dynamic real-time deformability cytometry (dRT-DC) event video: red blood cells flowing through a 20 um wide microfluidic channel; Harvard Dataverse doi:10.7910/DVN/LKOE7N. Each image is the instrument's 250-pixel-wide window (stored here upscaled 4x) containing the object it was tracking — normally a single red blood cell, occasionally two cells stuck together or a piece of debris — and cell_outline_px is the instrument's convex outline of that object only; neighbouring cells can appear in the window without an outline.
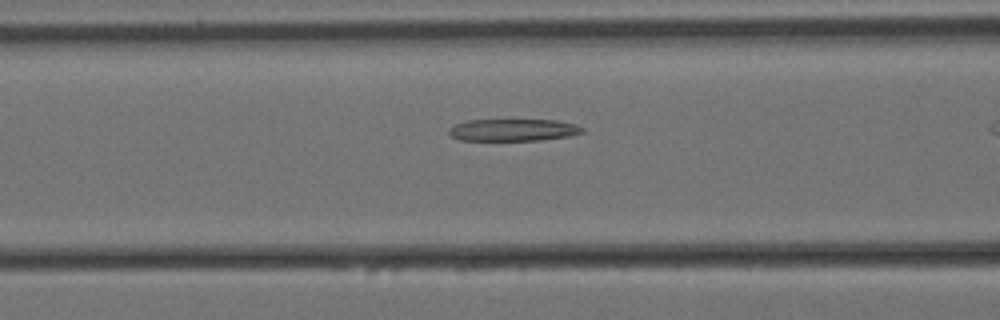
{"species": "Egyptian fruit bat (a non-hibernating species)", "species_latin": "Rousettus aegyptiacus", "temperature_condition": "cold", "stored_images_in_passage": 41, "camera_frame_rate_fps": 3000, "um_per_image_px": 0.085, "animal": {"sex": "female"}, "frame": {"image": 1, "passage_image": 18, "time_ms": 5.667, "image_size_px": [1000, 320], "cell_outline_px": [[584, 132], [568, 136], [540, 140], [460, 140], [452, 136], [448, 132], [448, 128], [456, 124], [468, 120], [508, 116], [556, 120], [576, 124], [584, 128]], "centroid_in_image_um": [43.61, 10.98], "position_along_channel_um": 123.0, "area_um2": 18.38}}
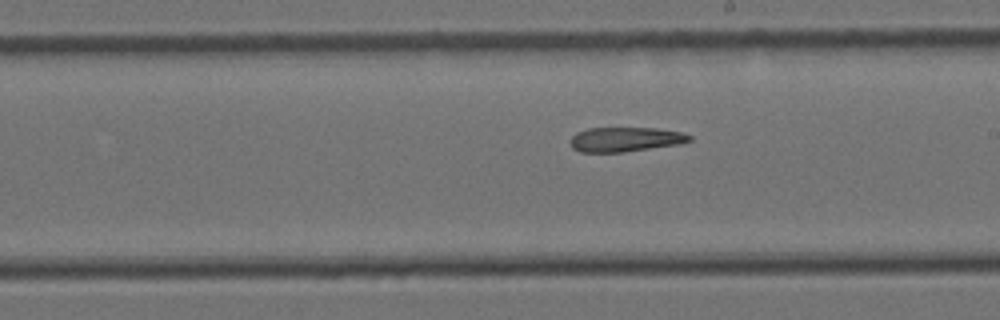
{"frame": {"image": 2, "passage_image": 28, "time_ms": 9.0, "image_size_px": [1000, 320], "cell_outline_px": [[692, 140], [680, 144], [620, 152], [580, 152], [572, 148], [572, 136], [576, 132], [588, 128], [656, 128], [684, 132], [692, 136]], "centroid_in_image_um": [53.19, 11.84], "position_along_channel_um": 235.8, "area_um2": 16.99}}
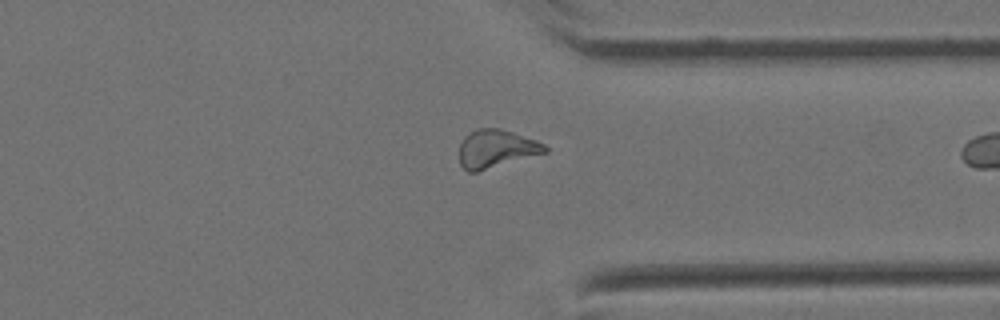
{"frame": {"image": 3, "passage_image": 40, "time_ms": 13.0, "image_size_px": [1000, 320], "cell_outline_px": [[548, 152], [476, 172], [468, 172], [460, 164], [460, 144], [464, 136], [468, 132], [476, 128], [500, 128], [536, 140], [544, 144], [548, 148]], "centroid_in_image_um": [42.16, 12.63], "position_along_channel_um": 369.2, "area_um2": 19.02}}